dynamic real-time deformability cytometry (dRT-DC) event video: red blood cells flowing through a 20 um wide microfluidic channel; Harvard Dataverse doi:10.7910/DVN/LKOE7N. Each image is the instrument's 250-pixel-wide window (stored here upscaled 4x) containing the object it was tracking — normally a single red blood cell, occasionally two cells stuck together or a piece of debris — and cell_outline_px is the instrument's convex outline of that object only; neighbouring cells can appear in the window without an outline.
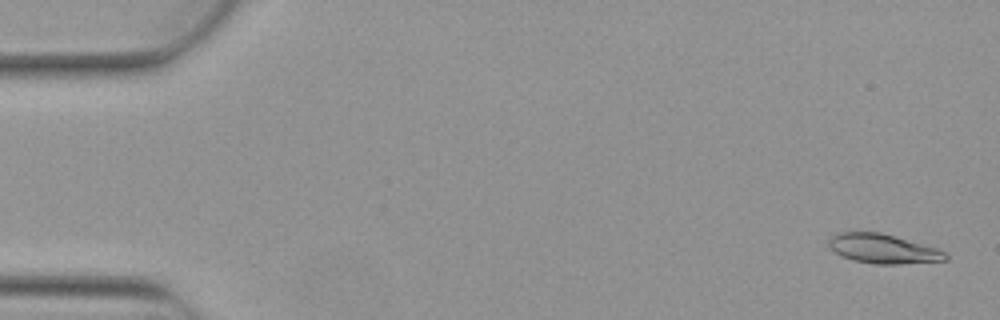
{"species": "Egyptian fruit bat (a non-hibernating species)", "species_latin": "Rousettus aegyptiacus", "temperature_condition": "warm", "stored_images_in_passage": 6, "camera_frame_rate_fps": 3000, "um_per_image_px": 0.085, "animal": {"sex": "female"}, "frame": {"image": 1, "passage_image": 1, "time_ms": 0.0, "image_size_px": [1000, 320], "cell_outline_px": [[948, 260], [900, 264], [876, 264], [852, 260], [836, 252], [828, 244], [828, 240], [836, 232], [880, 232], [896, 236], [936, 248], [944, 252], [948, 256]], "centroid_in_image_um": [75.06, 21.14], "position_along_channel_um": 9.9, "area_um2": 19.83}}
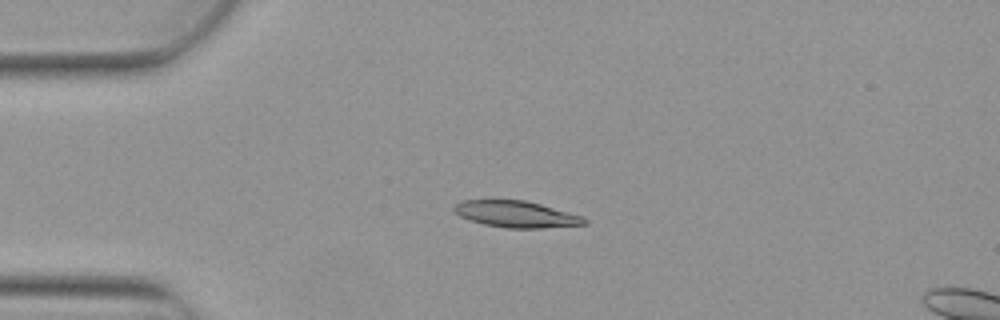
{"frame": {"image": 2, "passage_image": 4, "time_ms": 1.0, "image_size_px": [1000, 320], "cell_outline_px": [[588, 224], [540, 228], [504, 228], [484, 224], [468, 220], [460, 216], [452, 208], [460, 200], [492, 196], [524, 200], [540, 204], [584, 216], [588, 220]], "centroid_in_image_um": [43.8, 18.15], "position_along_channel_um": 41.2, "area_um2": 21.1}}
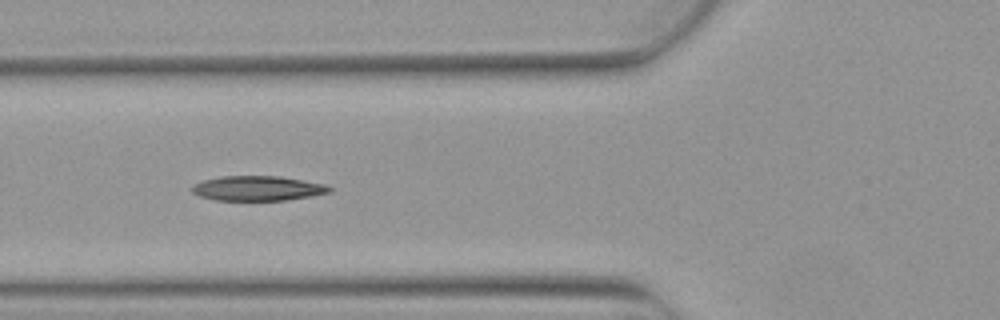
{"frame": {"image": 3, "passage_image": 6, "time_ms": 1.667, "image_size_px": [1000, 320], "cell_outline_px": [[332, 192], [284, 200], [216, 200], [200, 196], [192, 192], [188, 188], [192, 184], [204, 180], [220, 176], [280, 176], [324, 184], [332, 188]], "centroid_in_image_um": [21.84, 16.0], "position_along_channel_um": 104.0, "area_um2": 19.83}}